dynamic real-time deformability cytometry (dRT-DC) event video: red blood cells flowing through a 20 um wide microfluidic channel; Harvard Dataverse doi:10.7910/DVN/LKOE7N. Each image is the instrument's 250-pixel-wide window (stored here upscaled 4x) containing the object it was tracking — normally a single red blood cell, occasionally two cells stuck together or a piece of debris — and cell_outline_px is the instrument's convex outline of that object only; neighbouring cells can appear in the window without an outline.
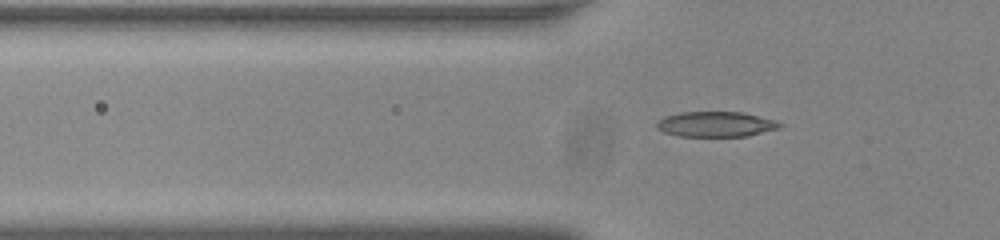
{"species": "common noctule bat (a hibernating species)", "species_latin": "Nyctalus noctula", "temperature_condition": "room temperature", "stored_images_in_passage": 33, "camera_frame_rate_fps": 3000, "um_per_image_px": 0.085, "animal": {"sex": "male", "body_mass_g": 20.0, "forearm_length_mm": 53.3}, "frame": {"image": 1, "passage_image": 2, "time_ms": 0.333, "image_size_px": [1000, 240], "cell_outline_px": [[784, 124], [780, 128], [748, 136], [680, 136], [664, 132], [656, 128], [656, 124], [664, 116], [680, 112], [740, 112], [776, 120]], "centroid_in_image_um": [60.86, 10.56], "position_along_channel_um": 64.9, "area_um2": 18.09}}
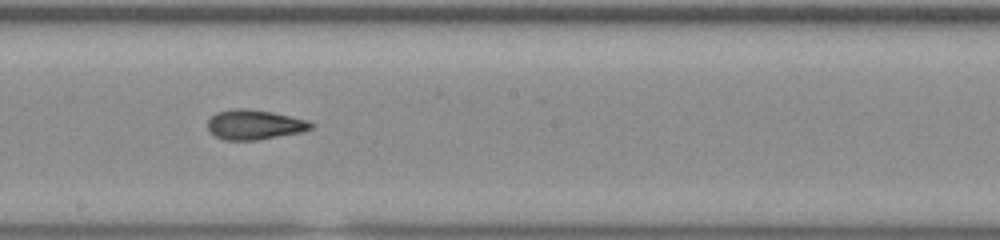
{"frame": {"image": 2, "passage_image": 15, "time_ms": 4.667, "image_size_px": [1000, 240], "cell_outline_px": [[316, 124], [312, 128], [300, 132], [256, 140], [224, 140], [216, 136], [208, 128], [208, 120], [216, 112], [232, 108], [248, 108], [272, 112], [304, 120]], "centroid_in_image_um": [21.6, 10.58], "position_along_channel_um": 226.6, "area_um2": 17.74}}
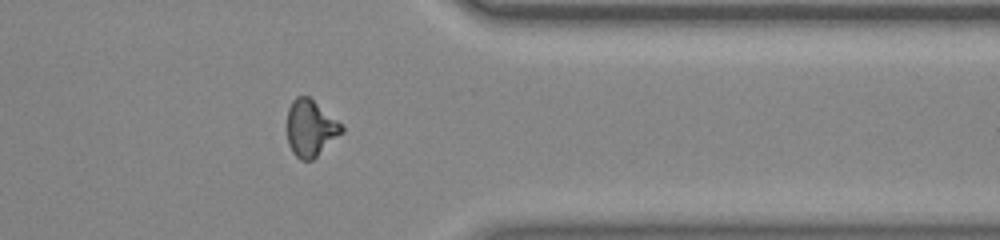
{"frame": {"image": 3, "passage_image": 28, "time_ms": 9.0, "image_size_px": [1000, 240], "cell_outline_px": [[344, 132], [312, 160], [300, 160], [292, 152], [288, 144], [288, 108], [292, 100], [296, 96], [308, 96], [336, 120], [344, 128]], "centroid_in_image_um": [26.38, 10.91], "position_along_channel_um": 385.0, "area_um2": 17.74}}